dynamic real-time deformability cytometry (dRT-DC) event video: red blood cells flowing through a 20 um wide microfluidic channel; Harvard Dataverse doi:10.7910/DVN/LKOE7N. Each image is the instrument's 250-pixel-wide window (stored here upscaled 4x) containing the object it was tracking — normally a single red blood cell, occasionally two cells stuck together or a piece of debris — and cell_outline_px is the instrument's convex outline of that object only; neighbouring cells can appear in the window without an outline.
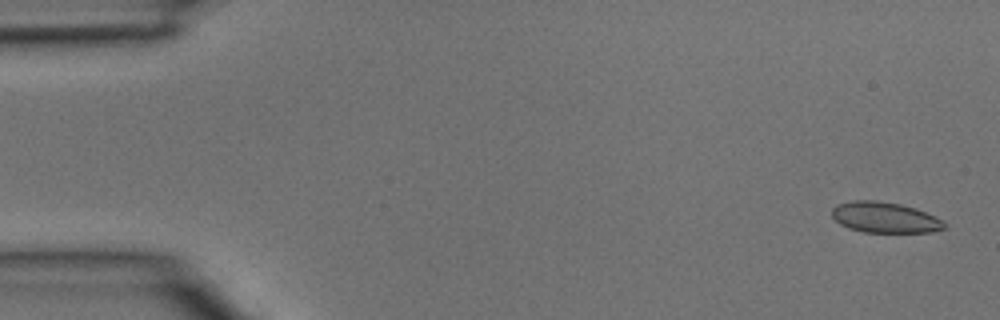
{"species": "common noctule bat (a hibernating species)", "species_latin": "Nyctalus noctula", "temperature_condition": "room temperature", "stored_images_in_passage": 5, "camera_frame_rate_fps": 3000, "um_per_image_px": 0.085, "animal": {"sex": "male", "body_mass_g": 15.6}, "frame": {"image": 1, "passage_image": 5, "time_ms": 1.333, "image_size_px": [1000, 320], "cell_outline_px": [[948, 224], [944, 228], [932, 232], [864, 232], [848, 228], [840, 224], [832, 216], [832, 208], [836, 204], [852, 200], [876, 200], [900, 204], [916, 208]], "centroid_in_image_um": [75.17, 18.48], "position_along_channel_um": 9.8, "area_um2": 20.06}}